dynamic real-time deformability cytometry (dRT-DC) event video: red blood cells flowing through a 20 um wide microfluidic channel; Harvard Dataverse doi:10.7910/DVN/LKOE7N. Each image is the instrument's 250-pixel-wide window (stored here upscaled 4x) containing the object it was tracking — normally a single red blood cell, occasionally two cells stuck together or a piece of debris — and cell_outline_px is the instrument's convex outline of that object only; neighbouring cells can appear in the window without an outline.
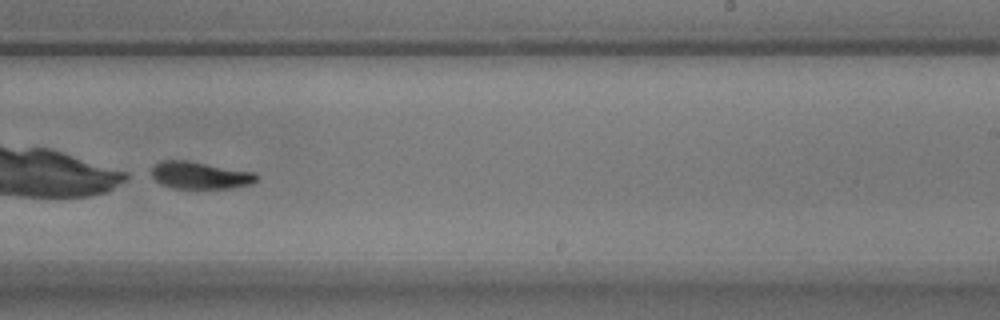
{"species": "common noctule bat (a hibernating species)", "species_latin": "Nyctalus noctula", "temperature_condition": "warm", "stored_images_in_passage": 41, "camera_frame_rate_fps": 3000, "um_per_image_px": 0.085, "animal": {"sex": "male", "body_mass_g": 17.9}, "frame": {"image": 1, "passage_image": 25, "time_ms": 8.0, "image_size_px": [1000, 320], "cell_outline_px": [[260, 176], [252, 184], [228, 188], [172, 188], [160, 184], [152, 176], [152, 168], [160, 160], [188, 160], [256, 172]], "centroid_in_image_um": [17.03, 14.89], "position_along_channel_um": 272.0, "area_um2": 16.82}}